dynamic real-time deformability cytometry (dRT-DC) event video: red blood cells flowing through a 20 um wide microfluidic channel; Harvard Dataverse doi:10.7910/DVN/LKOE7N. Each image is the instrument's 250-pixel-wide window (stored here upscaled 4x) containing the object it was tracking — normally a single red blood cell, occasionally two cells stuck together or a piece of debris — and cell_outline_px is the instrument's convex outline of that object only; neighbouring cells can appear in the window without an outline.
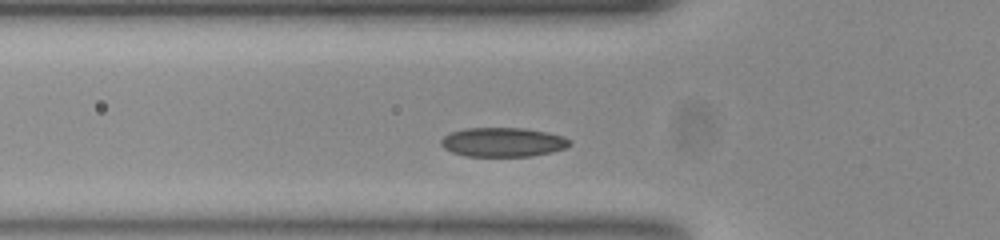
{"species": "common noctule bat (a hibernating species)", "species_latin": "Nyctalus noctula", "temperature_condition": "room temperature", "stored_images_in_passage": 27, "camera_frame_rate_fps": 3000, "um_per_image_px": 0.085, "animal": {"sex": "female", "body_mass_g": 23.0, "forearm_length_mm": 53.4}, "frame": {"image": 1, "passage_image": 2, "time_ms": 0.333, "image_size_px": [1000, 240], "cell_outline_px": [[572, 144], [564, 148], [552, 152], [532, 156], [464, 156], [452, 152], [444, 148], [440, 144], [440, 140], [444, 136], [452, 132], [468, 128], [524, 128], [544, 132], [560, 136], [568, 140]], "centroid_in_image_um": [42.7, 12.09], "position_along_channel_um": 83.1, "area_um2": 21.68}}
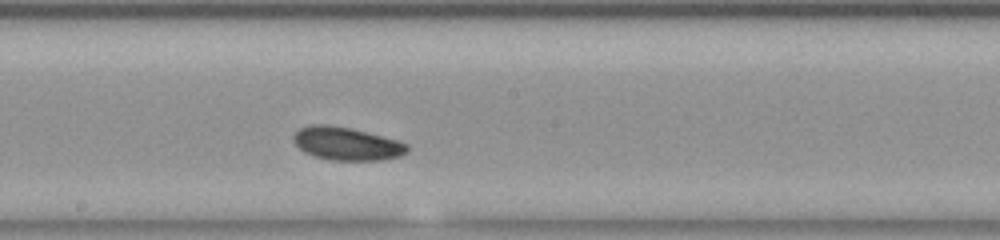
{"frame": {"image": 2, "passage_image": 13, "time_ms": 4.0, "image_size_px": [1000, 240], "cell_outline_px": [[408, 148], [400, 156], [380, 160], [332, 160], [316, 156], [304, 152], [292, 140], [292, 136], [300, 128], [312, 124], [328, 124], [348, 128], [396, 140], [408, 144]], "centroid_in_image_um": [29.42, 12.21], "position_along_channel_um": 218.8, "area_um2": 21.5}}
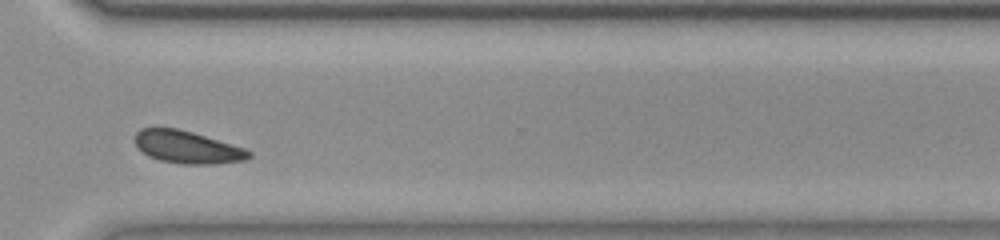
{"frame": {"image": 3, "passage_image": 24, "time_ms": 7.667, "image_size_px": [1000, 240], "cell_outline_px": [[252, 156], [244, 160], [212, 164], [180, 164], [160, 160], [148, 156], [136, 144], [136, 132], [140, 128], [176, 128], [192, 132], [244, 148], [252, 152]], "centroid_in_image_um": [15.92, 12.51], "position_along_channel_um": 354.7, "area_um2": 21.27}}